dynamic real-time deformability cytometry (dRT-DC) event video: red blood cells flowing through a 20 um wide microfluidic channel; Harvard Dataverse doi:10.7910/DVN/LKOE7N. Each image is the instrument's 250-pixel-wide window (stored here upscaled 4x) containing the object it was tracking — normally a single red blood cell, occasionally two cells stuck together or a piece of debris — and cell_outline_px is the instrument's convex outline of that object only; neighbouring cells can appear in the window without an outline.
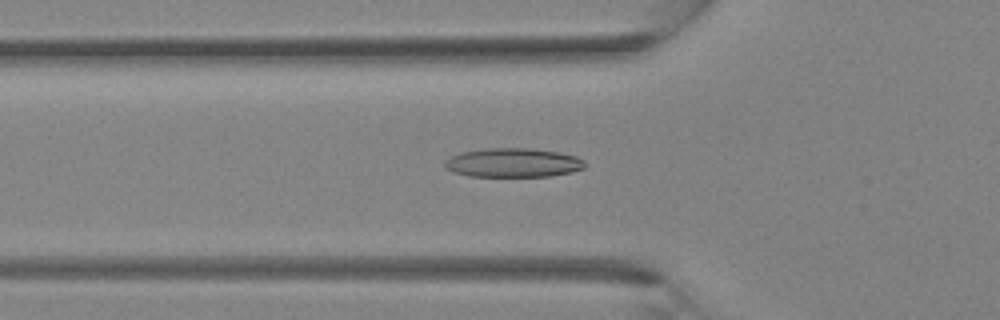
{"species": "Egyptian fruit bat (a non-hibernating species)", "species_latin": "Rousettus aegyptiacus", "temperature_condition": "room temperature", "stored_images_in_passage": 38, "camera_frame_rate_fps": 3000, "um_per_image_px": 0.085, "animal": {"sex": "female"}, "frame": {"image": 1, "passage_image": 13, "time_ms": 4.0, "image_size_px": [1000, 320], "cell_outline_px": [[584, 168], [572, 172], [552, 176], [468, 176], [452, 172], [444, 168], [444, 160], [460, 152], [484, 148], [532, 148], [560, 152], [576, 156], [584, 160]], "centroid_in_image_um": [43.59, 13.82], "position_along_channel_um": 82.2, "area_um2": 23.99}}
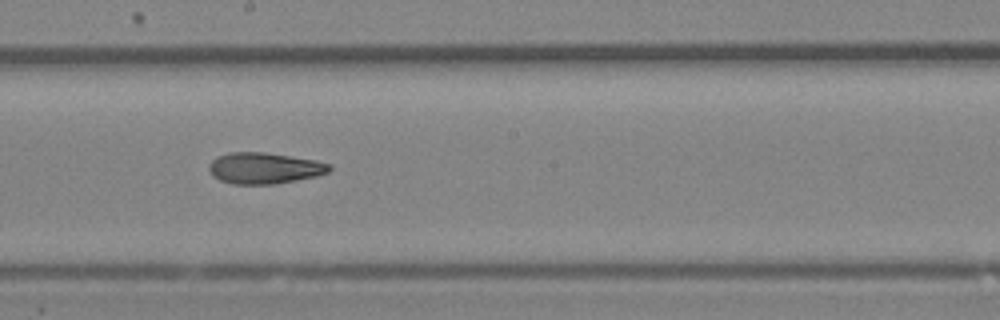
{"frame": {"image": 2, "passage_image": 21, "time_ms": 6.667, "image_size_px": [1000, 320], "cell_outline_px": [[332, 168], [328, 172], [316, 176], [296, 180], [272, 184], [232, 184], [220, 180], [212, 176], [208, 168], [208, 164], [216, 156], [228, 152], [264, 152], [316, 160], [332, 164]], "centroid_in_image_um": [22.45, 14.28], "position_along_channel_um": 225.8, "area_um2": 22.02}}
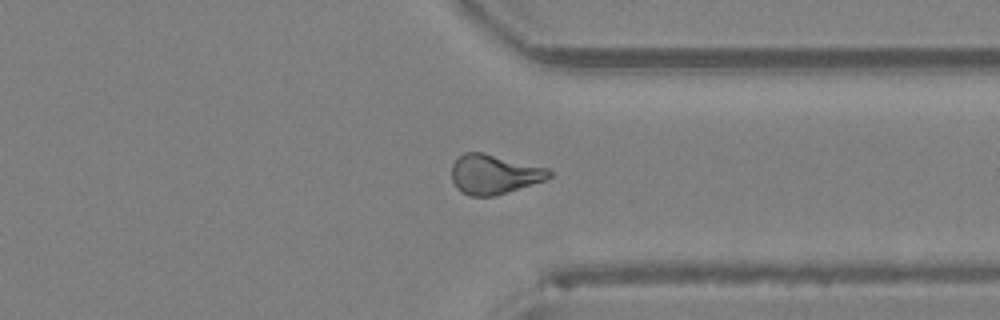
{"frame": {"image": 3, "passage_image": 29, "time_ms": 9.333, "image_size_px": [1000, 320], "cell_outline_px": [[552, 176], [544, 180], [496, 196], [468, 196], [456, 188], [452, 180], [452, 164], [464, 152], [484, 152], [548, 168], [552, 172]], "centroid_in_image_um": [41.99, 14.81], "position_along_channel_um": 369.4, "area_um2": 22.54}}